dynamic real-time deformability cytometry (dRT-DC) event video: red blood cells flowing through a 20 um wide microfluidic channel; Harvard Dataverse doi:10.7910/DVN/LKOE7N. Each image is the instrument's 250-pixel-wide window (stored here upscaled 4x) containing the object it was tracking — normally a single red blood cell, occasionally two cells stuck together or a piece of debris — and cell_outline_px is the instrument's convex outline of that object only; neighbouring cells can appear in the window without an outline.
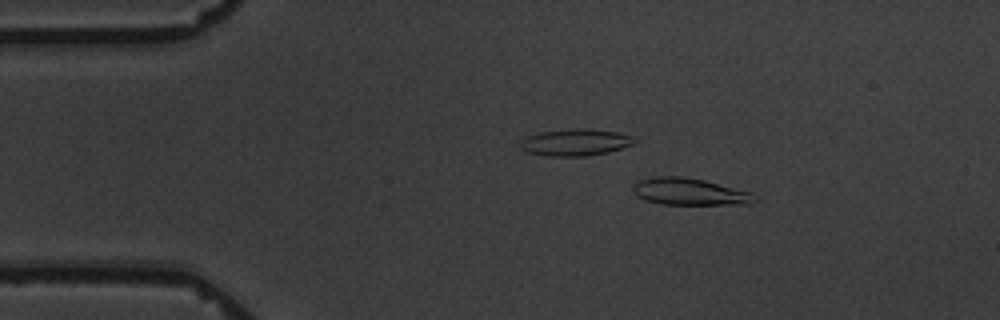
{"species": "common noctule bat (a hibernating species)", "species_latin": "Nyctalus noctula", "temperature_condition": "warm", "stored_images_in_passage": 5, "camera_frame_rate_fps": 3000, "um_per_image_px": 0.085, "animal": {"sex": "male", "body_mass_g": 19.5, "forearm_length_mm": 54.6}, "frame": {"image": 1, "passage_image": 3, "time_ms": 3.333, "image_size_px": [1000, 320], "cell_outline_px": [[756, 200], [752, 204], [660, 204], [636, 196], [632, 188], [636, 180], [656, 176], [680, 176], [704, 180], [752, 192], [756, 196]], "centroid_in_image_um": [58.61, 16.29], "position_along_channel_um": 26.4, "area_um2": 19.13}}